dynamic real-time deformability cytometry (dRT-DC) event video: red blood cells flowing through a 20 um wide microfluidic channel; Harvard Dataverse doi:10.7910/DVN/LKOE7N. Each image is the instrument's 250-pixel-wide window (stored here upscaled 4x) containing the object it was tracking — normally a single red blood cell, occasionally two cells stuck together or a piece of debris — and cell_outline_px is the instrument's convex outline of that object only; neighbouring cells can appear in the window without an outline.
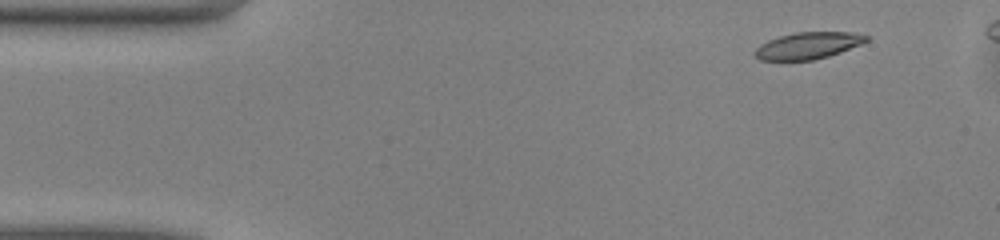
{"species": "common noctule bat (a hibernating species)", "species_latin": "Nyctalus noctula", "temperature_condition": "warm", "stored_images_in_passage": 40, "camera_frame_rate_fps": 3000, "um_per_image_px": 0.085, "animal": {"sex": "male", "body_mass_g": 13.0, "forearm_length_mm": 53.1}, "frame": {"image": 1, "passage_image": 1, "time_ms": 0.0, "image_size_px": [1000, 240], "cell_outline_px": [[868, 40], [860, 44], [840, 52], [828, 56], [812, 60], [760, 60], [752, 52], [760, 44], [768, 40], [780, 36], [796, 32], [852, 32], [868, 36]], "centroid_in_image_um": [68.65, 3.87], "position_along_channel_um": 16.4, "area_um2": 17.22}}
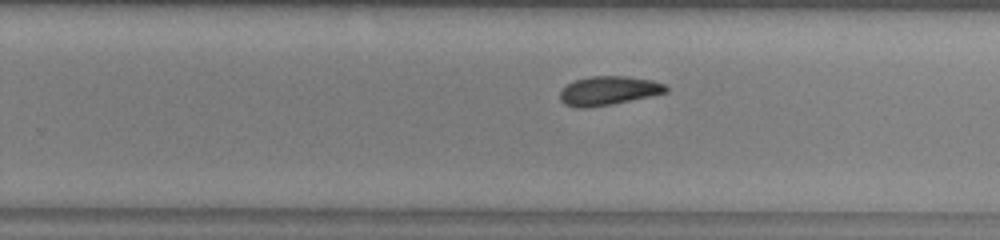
{"frame": {"image": 2, "passage_image": 27, "time_ms": 8.667, "image_size_px": [1000, 240], "cell_outline_px": [[668, 92], [612, 104], [588, 108], [576, 108], [564, 104], [560, 100], [560, 92], [568, 84], [576, 80], [592, 76], [628, 76], [652, 80], [664, 84], [668, 88]], "centroid_in_image_um": [51.72, 7.71], "position_along_channel_um": 278.1, "area_um2": 17.8}}
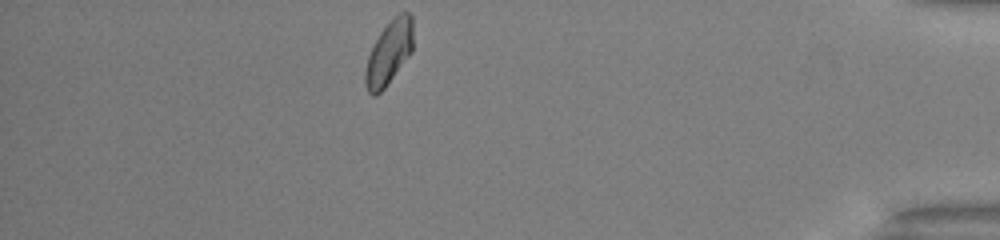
{"frame": {"image": 3, "passage_image": 40, "time_ms": 13.0, "image_size_px": [1000, 240], "cell_outline_px": [[412, 52], [384, 88], [376, 96], [372, 96], [368, 92], [364, 80], [364, 72], [368, 56], [380, 32], [400, 12], [408, 12], [412, 16]], "centroid_in_image_um": [33.05, 4.51], "position_along_channel_um": 402.2, "area_um2": 17.51}, "authors_computed_cell_mechanics": {"area_um2": 17.918, "velocity_mm_per_s": 4.0693, "shape_relaxation_time_tau1_ms": 7.2012, "shape_relaxation_time_tau2_ms": 6.5632, "deformation_change_tau1": 0.1546, "deformation_change_tau2": 0.1083}}